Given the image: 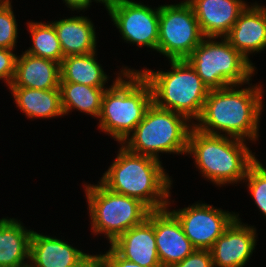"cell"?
Masks as SVG:
<instances>
[{
	"instance_id": "obj_9",
	"label": "cell",
	"mask_w": 266,
	"mask_h": 267,
	"mask_svg": "<svg viewBox=\"0 0 266 267\" xmlns=\"http://www.w3.org/2000/svg\"><path fill=\"white\" fill-rule=\"evenodd\" d=\"M204 38L194 10L185 0L159 6L157 52L170 60H186Z\"/></svg>"
},
{
	"instance_id": "obj_25",
	"label": "cell",
	"mask_w": 266,
	"mask_h": 267,
	"mask_svg": "<svg viewBox=\"0 0 266 267\" xmlns=\"http://www.w3.org/2000/svg\"><path fill=\"white\" fill-rule=\"evenodd\" d=\"M245 180L258 210L266 216V168L258 159L248 168Z\"/></svg>"
},
{
	"instance_id": "obj_22",
	"label": "cell",
	"mask_w": 266,
	"mask_h": 267,
	"mask_svg": "<svg viewBox=\"0 0 266 267\" xmlns=\"http://www.w3.org/2000/svg\"><path fill=\"white\" fill-rule=\"evenodd\" d=\"M96 52L85 55H69L60 63V82L84 84L105 88L108 75L97 60Z\"/></svg>"
},
{
	"instance_id": "obj_20",
	"label": "cell",
	"mask_w": 266,
	"mask_h": 267,
	"mask_svg": "<svg viewBox=\"0 0 266 267\" xmlns=\"http://www.w3.org/2000/svg\"><path fill=\"white\" fill-rule=\"evenodd\" d=\"M57 32L63 56L96 52V32L90 18L73 16L51 22Z\"/></svg>"
},
{
	"instance_id": "obj_31",
	"label": "cell",
	"mask_w": 266,
	"mask_h": 267,
	"mask_svg": "<svg viewBox=\"0 0 266 267\" xmlns=\"http://www.w3.org/2000/svg\"><path fill=\"white\" fill-rule=\"evenodd\" d=\"M76 267H100L99 256L88 255L78 266Z\"/></svg>"
},
{
	"instance_id": "obj_12",
	"label": "cell",
	"mask_w": 266,
	"mask_h": 267,
	"mask_svg": "<svg viewBox=\"0 0 266 267\" xmlns=\"http://www.w3.org/2000/svg\"><path fill=\"white\" fill-rule=\"evenodd\" d=\"M147 219L154 225L157 253L162 267L178 263L196 250L168 207L150 211Z\"/></svg>"
},
{
	"instance_id": "obj_27",
	"label": "cell",
	"mask_w": 266,
	"mask_h": 267,
	"mask_svg": "<svg viewBox=\"0 0 266 267\" xmlns=\"http://www.w3.org/2000/svg\"><path fill=\"white\" fill-rule=\"evenodd\" d=\"M13 50L0 48V79L10 86L14 80L17 56Z\"/></svg>"
},
{
	"instance_id": "obj_23",
	"label": "cell",
	"mask_w": 266,
	"mask_h": 267,
	"mask_svg": "<svg viewBox=\"0 0 266 267\" xmlns=\"http://www.w3.org/2000/svg\"><path fill=\"white\" fill-rule=\"evenodd\" d=\"M59 88L64 115L71 112L73 108L99 118L103 93L108 87L98 88L78 83L60 82Z\"/></svg>"
},
{
	"instance_id": "obj_19",
	"label": "cell",
	"mask_w": 266,
	"mask_h": 267,
	"mask_svg": "<svg viewBox=\"0 0 266 267\" xmlns=\"http://www.w3.org/2000/svg\"><path fill=\"white\" fill-rule=\"evenodd\" d=\"M32 232L20 220L0 219V267H29Z\"/></svg>"
},
{
	"instance_id": "obj_14",
	"label": "cell",
	"mask_w": 266,
	"mask_h": 267,
	"mask_svg": "<svg viewBox=\"0 0 266 267\" xmlns=\"http://www.w3.org/2000/svg\"><path fill=\"white\" fill-rule=\"evenodd\" d=\"M225 38L253 65L249 54L266 49V7L247 5Z\"/></svg>"
},
{
	"instance_id": "obj_1",
	"label": "cell",
	"mask_w": 266,
	"mask_h": 267,
	"mask_svg": "<svg viewBox=\"0 0 266 267\" xmlns=\"http://www.w3.org/2000/svg\"><path fill=\"white\" fill-rule=\"evenodd\" d=\"M248 85L241 89L243 85L210 90L194 127L211 135L258 140L264 91L262 85L252 86L250 81Z\"/></svg>"
},
{
	"instance_id": "obj_7",
	"label": "cell",
	"mask_w": 266,
	"mask_h": 267,
	"mask_svg": "<svg viewBox=\"0 0 266 267\" xmlns=\"http://www.w3.org/2000/svg\"><path fill=\"white\" fill-rule=\"evenodd\" d=\"M204 37L186 59L209 90L246 85L255 74L253 66L225 37Z\"/></svg>"
},
{
	"instance_id": "obj_28",
	"label": "cell",
	"mask_w": 266,
	"mask_h": 267,
	"mask_svg": "<svg viewBox=\"0 0 266 267\" xmlns=\"http://www.w3.org/2000/svg\"><path fill=\"white\" fill-rule=\"evenodd\" d=\"M169 267H213L212 254L207 249H196L182 261Z\"/></svg>"
},
{
	"instance_id": "obj_5",
	"label": "cell",
	"mask_w": 266,
	"mask_h": 267,
	"mask_svg": "<svg viewBox=\"0 0 266 267\" xmlns=\"http://www.w3.org/2000/svg\"><path fill=\"white\" fill-rule=\"evenodd\" d=\"M170 71L145 68L140 74L150 84L152 101L160 108L186 116L192 123L202 113L209 88L187 60H170Z\"/></svg>"
},
{
	"instance_id": "obj_18",
	"label": "cell",
	"mask_w": 266,
	"mask_h": 267,
	"mask_svg": "<svg viewBox=\"0 0 266 267\" xmlns=\"http://www.w3.org/2000/svg\"><path fill=\"white\" fill-rule=\"evenodd\" d=\"M60 63L26 52L17 56L15 76L9 87L60 89Z\"/></svg>"
},
{
	"instance_id": "obj_30",
	"label": "cell",
	"mask_w": 266,
	"mask_h": 267,
	"mask_svg": "<svg viewBox=\"0 0 266 267\" xmlns=\"http://www.w3.org/2000/svg\"><path fill=\"white\" fill-rule=\"evenodd\" d=\"M97 3L99 0H93ZM92 0H63L66 6H68L72 11L74 10H87L90 7V3L93 2Z\"/></svg>"
},
{
	"instance_id": "obj_13",
	"label": "cell",
	"mask_w": 266,
	"mask_h": 267,
	"mask_svg": "<svg viewBox=\"0 0 266 267\" xmlns=\"http://www.w3.org/2000/svg\"><path fill=\"white\" fill-rule=\"evenodd\" d=\"M239 214L210 249L213 267H243L256 247V228L242 224Z\"/></svg>"
},
{
	"instance_id": "obj_16",
	"label": "cell",
	"mask_w": 266,
	"mask_h": 267,
	"mask_svg": "<svg viewBox=\"0 0 266 267\" xmlns=\"http://www.w3.org/2000/svg\"><path fill=\"white\" fill-rule=\"evenodd\" d=\"M110 246L123 258L143 267H162L157 253L154 225L146 219L117 237Z\"/></svg>"
},
{
	"instance_id": "obj_10",
	"label": "cell",
	"mask_w": 266,
	"mask_h": 267,
	"mask_svg": "<svg viewBox=\"0 0 266 267\" xmlns=\"http://www.w3.org/2000/svg\"><path fill=\"white\" fill-rule=\"evenodd\" d=\"M171 212L177 217L184 234L196 249L210 250L236 218L235 212L223 211L213 205L198 202Z\"/></svg>"
},
{
	"instance_id": "obj_6",
	"label": "cell",
	"mask_w": 266,
	"mask_h": 267,
	"mask_svg": "<svg viewBox=\"0 0 266 267\" xmlns=\"http://www.w3.org/2000/svg\"><path fill=\"white\" fill-rule=\"evenodd\" d=\"M193 126L186 116L152 103L143 120L120 146L131 153L158 160L159 153L187 154L188 137Z\"/></svg>"
},
{
	"instance_id": "obj_21",
	"label": "cell",
	"mask_w": 266,
	"mask_h": 267,
	"mask_svg": "<svg viewBox=\"0 0 266 267\" xmlns=\"http://www.w3.org/2000/svg\"><path fill=\"white\" fill-rule=\"evenodd\" d=\"M9 89L18 109L30 119L64 116L60 89L42 90L24 87H9Z\"/></svg>"
},
{
	"instance_id": "obj_29",
	"label": "cell",
	"mask_w": 266,
	"mask_h": 267,
	"mask_svg": "<svg viewBox=\"0 0 266 267\" xmlns=\"http://www.w3.org/2000/svg\"><path fill=\"white\" fill-rule=\"evenodd\" d=\"M100 267H143L121 257L111 246L105 254H98Z\"/></svg>"
},
{
	"instance_id": "obj_2",
	"label": "cell",
	"mask_w": 266,
	"mask_h": 267,
	"mask_svg": "<svg viewBox=\"0 0 266 267\" xmlns=\"http://www.w3.org/2000/svg\"><path fill=\"white\" fill-rule=\"evenodd\" d=\"M100 182L112 192L136 198L151 211L169 208L172 181L156 158L129 152L124 146Z\"/></svg>"
},
{
	"instance_id": "obj_24",
	"label": "cell",
	"mask_w": 266,
	"mask_h": 267,
	"mask_svg": "<svg viewBox=\"0 0 266 267\" xmlns=\"http://www.w3.org/2000/svg\"><path fill=\"white\" fill-rule=\"evenodd\" d=\"M27 25L33 43L25 52L61 63L64 56L54 25L51 22H29Z\"/></svg>"
},
{
	"instance_id": "obj_8",
	"label": "cell",
	"mask_w": 266,
	"mask_h": 267,
	"mask_svg": "<svg viewBox=\"0 0 266 267\" xmlns=\"http://www.w3.org/2000/svg\"><path fill=\"white\" fill-rule=\"evenodd\" d=\"M92 233L104 234L111 244L130 228L142 224L150 209L136 198L112 192L101 182L84 184Z\"/></svg>"
},
{
	"instance_id": "obj_26",
	"label": "cell",
	"mask_w": 266,
	"mask_h": 267,
	"mask_svg": "<svg viewBox=\"0 0 266 267\" xmlns=\"http://www.w3.org/2000/svg\"><path fill=\"white\" fill-rule=\"evenodd\" d=\"M11 3L0 5V48L14 50L19 29Z\"/></svg>"
},
{
	"instance_id": "obj_3",
	"label": "cell",
	"mask_w": 266,
	"mask_h": 267,
	"mask_svg": "<svg viewBox=\"0 0 266 267\" xmlns=\"http://www.w3.org/2000/svg\"><path fill=\"white\" fill-rule=\"evenodd\" d=\"M120 72L103 93L98 127L122 144L153 101L150 84L139 70L125 67Z\"/></svg>"
},
{
	"instance_id": "obj_11",
	"label": "cell",
	"mask_w": 266,
	"mask_h": 267,
	"mask_svg": "<svg viewBox=\"0 0 266 267\" xmlns=\"http://www.w3.org/2000/svg\"><path fill=\"white\" fill-rule=\"evenodd\" d=\"M107 11L124 42L157 51L159 7L153 9L142 2L126 1L110 6Z\"/></svg>"
},
{
	"instance_id": "obj_33",
	"label": "cell",
	"mask_w": 266,
	"mask_h": 267,
	"mask_svg": "<svg viewBox=\"0 0 266 267\" xmlns=\"http://www.w3.org/2000/svg\"><path fill=\"white\" fill-rule=\"evenodd\" d=\"M8 2H10V0H0V5H2V4H6V3H8Z\"/></svg>"
},
{
	"instance_id": "obj_4",
	"label": "cell",
	"mask_w": 266,
	"mask_h": 267,
	"mask_svg": "<svg viewBox=\"0 0 266 267\" xmlns=\"http://www.w3.org/2000/svg\"><path fill=\"white\" fill-rule=\"evenodd\" d=\"M187 154L194 157L202 176L219 187L244 181L248 168L257 159L244 140L207 134L194 126L189 133Z\"/></svg>"
},
{
	"instance_id": "obj_17",
	"label": "cell",
	"mask_w": 266,
	"mask_h": 267,
	"mask_svg": "<svg viewBox=\"0 0 266 267\" xmlns=\"http://www.w3.org/2000/svg\"><path fill=\"white\" fill-rule=\"evenodd\" d=\"M88 255L62 239L32 232L29 267H76Z\"/></svg>"
},
{
	"instance_id": "obj_32",
	"label": "cell",
	"mask_w": 266,
	"mask_h": 267,
	"mask_svg": "<svg viewBox=\"0 0 266 267\" xmlns=\"http://www.w3.org/2000/svg\"><path fill=\"white\" fill-rule=\"evenodd\" d=\"M126 1H132V0H99V3H103V5H105V8L107 9L114 4Z\"/></svg>"
},
{
	"instance_id": "obj_15",
	"label": "cell",
	"mask_w": 266,
	"mask_h": 267,
	"mask_svg": "<svg viewBox=\"0 0 266 267\" xmlns=\"http://www.w3.org/2000/svg\"><path fill=\"white\" fill-rule=\"evenodd\" d=\"M204 37H225L247 3L242 0H187Z\"/></svg>"
}]
</instances>
